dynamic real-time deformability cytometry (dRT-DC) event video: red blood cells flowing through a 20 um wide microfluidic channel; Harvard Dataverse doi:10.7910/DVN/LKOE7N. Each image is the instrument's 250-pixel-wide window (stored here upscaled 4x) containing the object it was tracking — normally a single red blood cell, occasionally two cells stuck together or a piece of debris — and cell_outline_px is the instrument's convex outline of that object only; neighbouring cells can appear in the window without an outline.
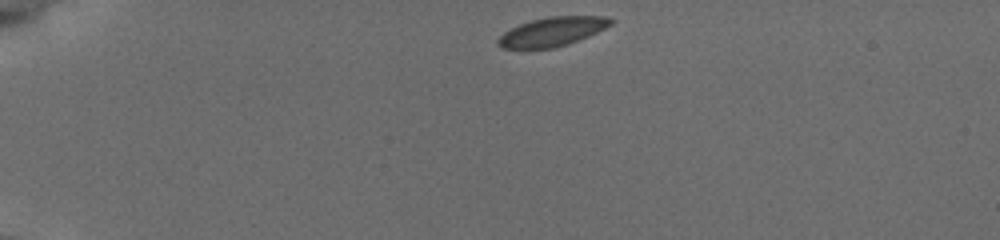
{"species": "common noctule bat (a hibernating species)", "species_latin": "Nyctalus noctula", "temperature_condition": "cold", "stored_images_in_passage": 58, "camera_frame_rate_fps": 3000, "um_per_image_px": 0.085, "animal": {"sex": "female", "body_mass_g": 19.5, "forearm_length_mm": 54.1}, "frame": {"image": 1, "passage_image": 1, "time_ms": 0.0, "image_size_px": [1000, 240], "cell_outline_px": [[616, 20], [612, 24], [588, 36], [552, 48], [500, 48], [496, 44], [496, 40], [504, 32], [520, 24], [532, 20], [548, 16], [608, 16]], "centroid_in_image_um": [46.94, 2.67], "position_along_channel_um": 38.1, "area_um2": 18.84}}
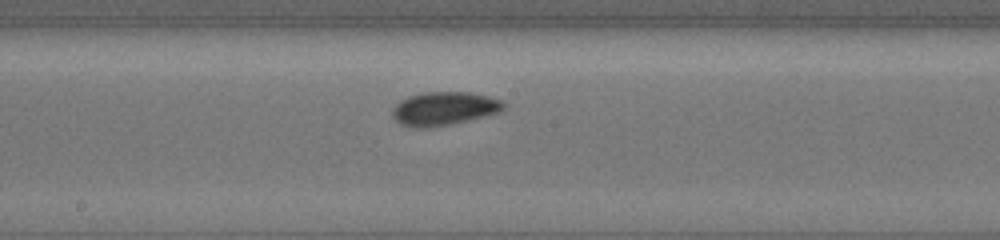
{"frame": {"image": 2, "passage_image": 21, "time_ms": 6.333, "image_size_px": [1000, 240], "cell_outline_px": [[508, 104], [500, 112], [468, 120], [428, 128], [412, 128], [400, 124], [392, 116], [392, 112], [396, 104], [400, 100], [408, 96], [424, 92], [468, 92], [488, 96], [504, 100]], "centroid_in_image_um": [37.76, 9.22], "position_along_channel_um": 210.4, "area_um2": 21.85}}
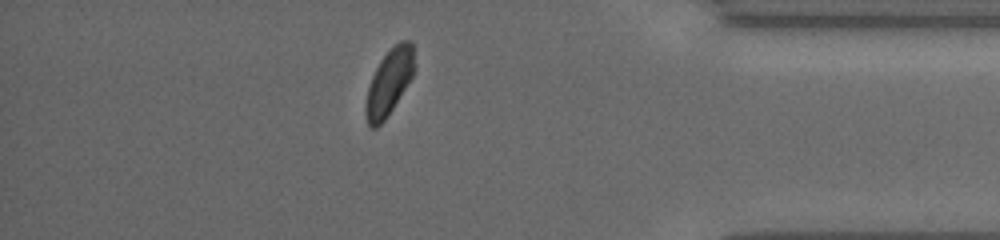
{"frame": {"image": 3, "passage_image": 47, "time_ms": 12.0, "image_size_px": [1000, 240], "cell_outline_px": [[416, 68], [412, 76], [392, 108], [384, 120], [376, 128], [372, 128], [368, 124], [364, 112], [364, 108], [368, 88], [372, 76], [380, 60], [400, 40], [408, 40], [412, 44]], "centroid_in_image_um": [33.07, 6.98], "position_along_channel_um": 402.1, "area_um2": 18.38}, "authors_computed_cell_mechanics": {"area_um2": 19.9121, "velocity_mm_per_s": 3.7825, "shape_relaxation_time_tau1_ms": 2.6681, "shape_relaxation_time_tau2_ms": 0.3409, "deformation_change_tau1": 0.0687, "deformation_change_tau2": 0.0367}}